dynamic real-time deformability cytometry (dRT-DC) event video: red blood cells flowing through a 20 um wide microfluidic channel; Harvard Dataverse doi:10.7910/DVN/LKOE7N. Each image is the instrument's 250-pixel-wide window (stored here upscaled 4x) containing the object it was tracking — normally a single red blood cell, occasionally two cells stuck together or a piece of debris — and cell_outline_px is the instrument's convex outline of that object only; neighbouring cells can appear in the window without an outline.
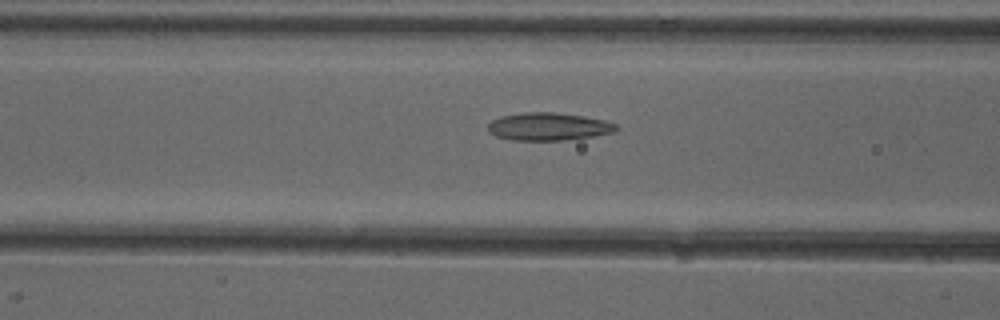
{"species": "common noctule bat (a hibernating species)", "species_latin": "Nyctalus noctula", "temperature_condition": "cold", "stored_images_in_passage": 52, "camera_frame_rate_fps": 3000, "um_per_image_px": 0.085, "animal": {"sex": "female"}, "frame": {"image": 1, "passage_image": 21, "time_ms": 6.667, "image_size_px": [1000, 320], "cell_outline_px": [[620, 128], [616, 132], [592, 136], [564, 140], [512, 140], [496, 136], [488, 132], [488, 124], [492, 120], [500, 116], [524, 112], [556, 112], [584, 116], [604, 120], [616, 124]], "centroid_in_image_um": [46.63, 10.75], "position_along_channel_um": 120.0, "area_um2": 20.87}}
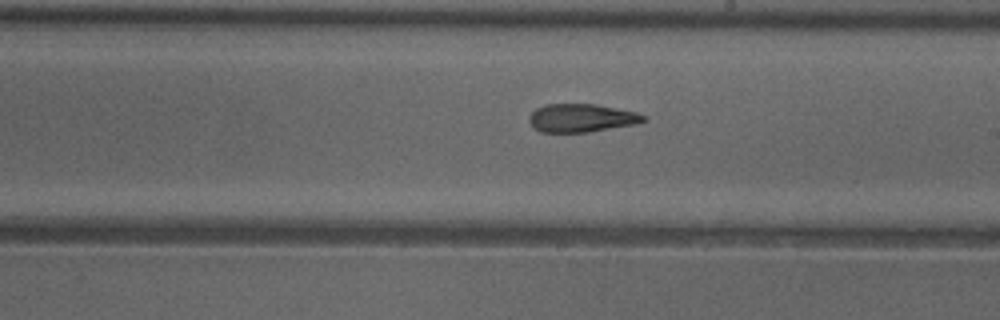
{"frame": {"image": 2, "passage_image": 30, "time_ms": 9.667, "image_size_px": [1000, 320], "cell_outline_px": [[648, 120], [636, 124], [588, 132], [540, 132], [532, 128], [528, 120], [528, 116], [536, 108], [544, 104], [596, 104], [636, 112], [648, 116]], "centroid_in_image_um": [49.41, 10.03], "position_along_channel_um": 239.6, "area_um2": 19.07}}
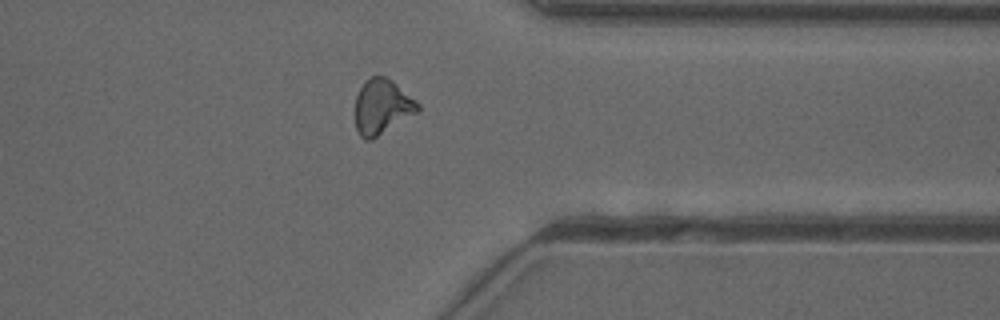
{"frame": {"image": 3, "passage_image": 41, "time_ms": 13.333, "image_size_px": [1000, 320], "cell_outline_px": [[420, 108], [416, 112], [372, 140], [364, 140], [360, 136], [356, 128], [356, 96], [364, 80], [372, 76], [384, 76], [392, 80], [416, 100], [420, 104]], "centroid_in_image_um": [32.45, 9.06], "position_along_channel_um": 378.9, "area_um2": 19.88}, "authors_computed_cell_mechanics": {"area_um2": 19.8543, "velocity_mm_per_s": 3.9828, "shape_relaxation_time_tau1_ms": null, "shape_relaxation_time_tau2_ms": 3.1136, "deformation_change_tau1": null, "deformation_change_tau2": 0.1242}}